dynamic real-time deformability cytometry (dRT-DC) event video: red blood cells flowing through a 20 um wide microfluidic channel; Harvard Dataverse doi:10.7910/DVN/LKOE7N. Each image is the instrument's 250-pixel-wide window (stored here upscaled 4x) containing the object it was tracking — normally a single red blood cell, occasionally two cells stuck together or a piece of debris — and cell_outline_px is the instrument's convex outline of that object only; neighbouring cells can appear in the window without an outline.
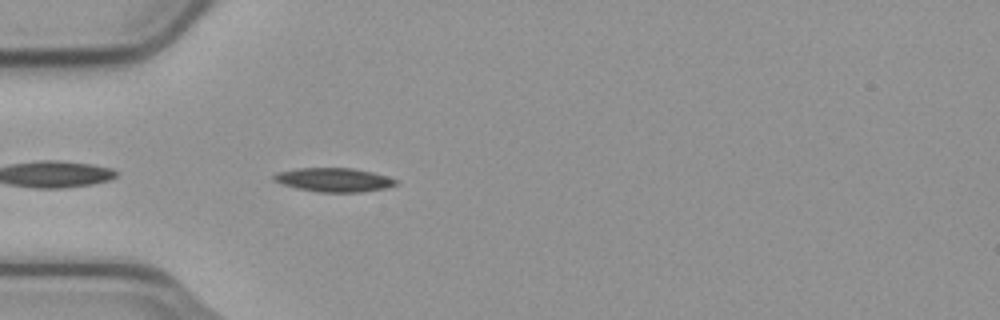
{"species": "common noctule bat (a hibernating species)", "species_latin": "Nyctalus noctula", "temperature_condition": "cold", "stored_images_in_passage": 41, "camera_frame_rate_fps": 3000, "um_per_image_px": 0.085, "animal": {"sex": "male", "body_mass_g": 23.1, "forearm_length_mm": 52.7}, "frame": {"image": 1, "passage_image": 3, "time_ms": 0.667, "image_size_px": [1000, 320], "cell_outline_px": [[396, 184], [384, 188], [360, 192], [320, 192], [296, 188], [280, 184], [272, 180], [272, 176], [276, 172], [296, 168], [352, 168], [372, 172], [396, 180]], "centroid_in_image_um": [28.27, 15.28], "position_along_channel_um": 56.7, "area_um2": 16.88}}
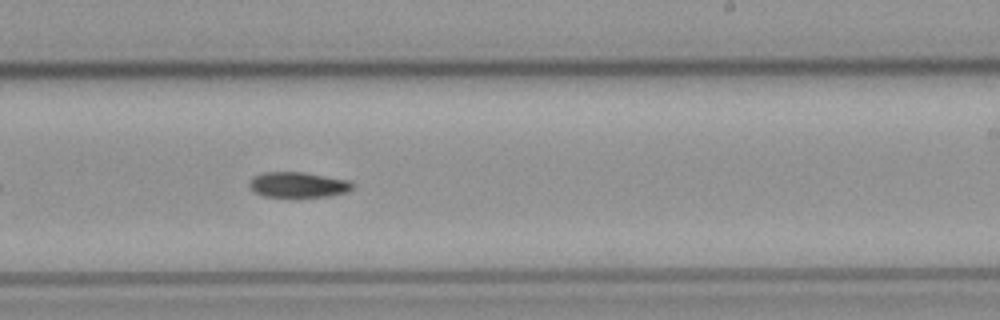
{"frame": {"image": 2, "passage_image": 20, "time_ms": 6.333, "image_size_px": [1000, 320], "cell_outline_px": [[356, 184], [348, 192], [328, 196], [292, 200], [264, 196], [256, 192], [248, 184], [252, 176], [264, 172], [304, 172], [352, 180]], "centroid_in_image_um": [25.38, 15.74], "position_along_channel_um": 263.6, "area_um2": 16.24}}
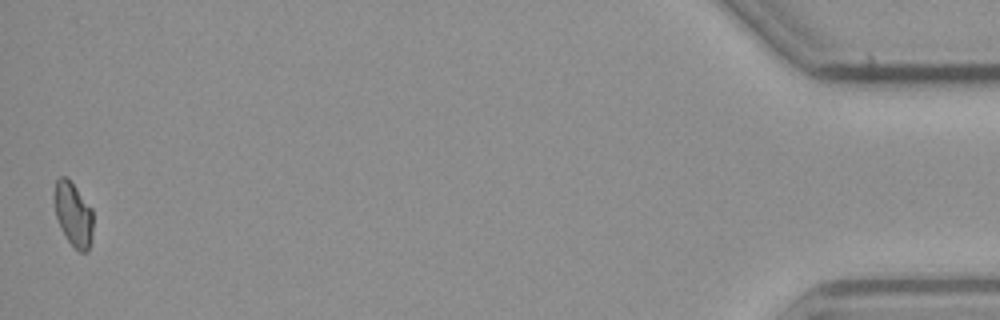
{"frame": {"image": 3, "passage_image": 41, "time_ms": 13.333, "image_size_px": [1000, 320], "cell_outline_px": [[92, 240], [88, 252], [80, 252], [68, 240], [56, 216], [56, 180], [60, 176], [68, 176], [92, 208]], "centroid_in_image_um": [6.28, 18.2], "position_along_channel_um": 428.9, "area_um2": 14.16}, "authors_computed_cell_mechanics": {"area_um2": 15.7794, "velocity_mm_per_s": 3.7496, "shape_relaxation_time_tau1_ms": 6.5609, "shape_relaxation_time_tau2_ms": null, "deformation_change_tau1": 0.1356, "deformation_change_tau2": null}}